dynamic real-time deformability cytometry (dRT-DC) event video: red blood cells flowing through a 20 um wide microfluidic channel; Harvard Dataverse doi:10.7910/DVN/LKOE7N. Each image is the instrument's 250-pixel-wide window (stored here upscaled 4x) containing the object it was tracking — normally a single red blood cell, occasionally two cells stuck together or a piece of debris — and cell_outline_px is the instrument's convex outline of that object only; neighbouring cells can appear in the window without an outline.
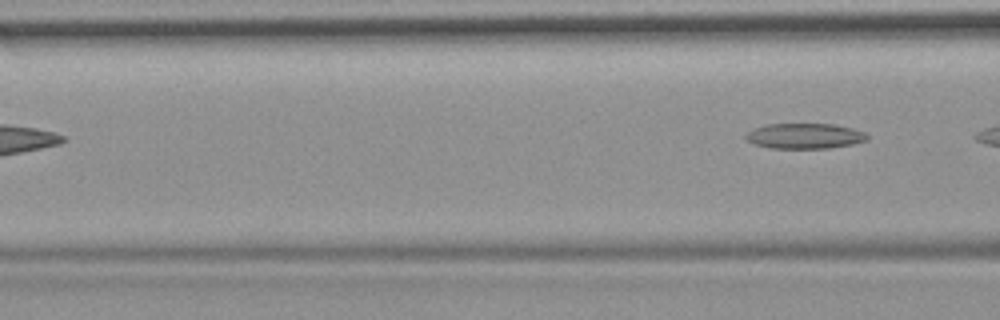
{"species": "common noctule bat (a hibernating species)", "species_latin": "Nyctalus noctula", "temperature_condition": "room temperature", "stored_images_in_passage": 6, "camera_frame_rate_fps": 3000, "um_per_image_px": 0.085, "animal": {"sex": "female", "body_mass_g": 19.9}, "frame": {"image": 1, "passage_image": 6, "time_ms": 5.667, "image_size_px": [1000, 320], "cell_outline_px": [[868, 140], [852, 144], [828, 148], [768, 148], [756, 144], [748, 140], [744, 136], [752, 128], [764, 124], [832, 124], [852, 128], [864, 132], [868, 136]], "centroid_in_image_um": [68.38, 11.55], "position_along_channel_um": 98.2, "area_um2": 17.92}}